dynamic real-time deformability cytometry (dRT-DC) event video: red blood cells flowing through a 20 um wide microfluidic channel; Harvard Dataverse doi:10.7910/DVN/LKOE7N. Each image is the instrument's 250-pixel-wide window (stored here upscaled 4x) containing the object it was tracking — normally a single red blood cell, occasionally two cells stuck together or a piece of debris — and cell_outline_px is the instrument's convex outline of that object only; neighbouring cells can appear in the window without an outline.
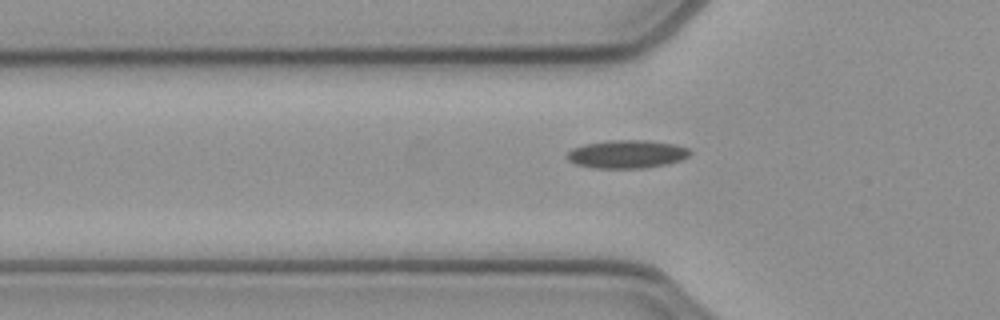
{"species": "common noctule bat (a hibernating species)", "species_latin": "Nyctalus noctula", "temperature_condition": "cold", "stored_images_in_passage": 34, "camera_frame_rate_fps": 3000, "um_per_image_px": 0.085, "animal": {"sex": "female", "body_mass_g": 21.9}, "frame": {"image": 1, "passage_image": 2, "time_ms": 0.333, "image_size_px": [1000, 320], "cell_outline_px": [[692, 152], [688, 156], [680, 160], [668, 164], [648, 168], [592, 168], [576, 164], [568, 160], [564, 156], [572, 148], [584, 144], [608, 140], [644, 140], [676, 144], [688, 148]], "centroid_in_image_um": [53.27, 13.1], "position_along_channel_um": 72.5, "area_um2": 20.4}}
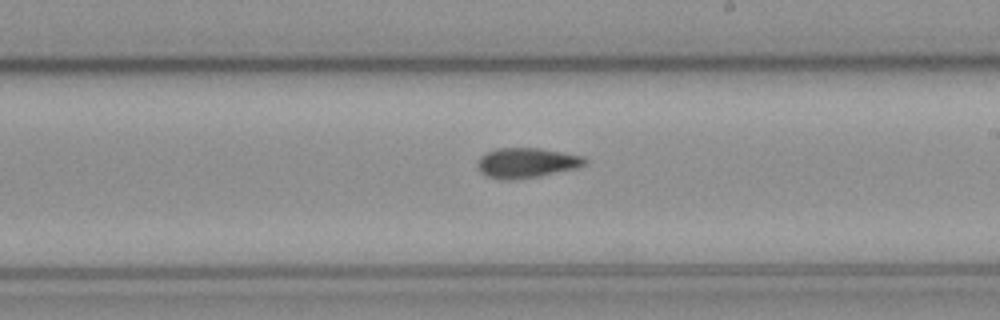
{"frame": {"image": 2, "passage_image": 15, "time_ms": 4.667, "image_size_px": [1000, 320], "cell_outline_px": [[588, 164], [580, 168], [540, 176], [512, 180], [500, 180], [488, 176], [480, 172], [476, 164], [480, 156], [484, 152], [496, 148], [540, 148], [584, 156], [588, 160]], "centroid_in_image_um": [44.78, 13.84], "position_along_channel_um": 244.2, "area_um2": 19.25}}
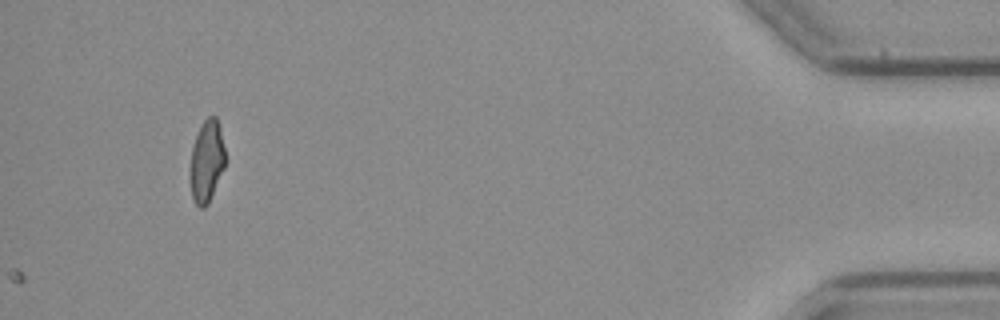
{"frame": {"image": 3, "passage_image": 34, "time_ms": 11.0, "image_size_px": [1000, 320], "cell_outline_px": [[224, 168], [208, 204], [204, 208], [200, 208], [192, 200], [188, 176], [192, 148], [200, 124], [208, 116], [216, 116], [220, 128], [224, 148]], "centroid_in_image_um": [17.53, 13.74], "position_along_channel_um": 417.7, "area_um2": 16.99}, "authors_computed_cell_mechanics": {"area_um2": 18.2359, "velocity_mm_per_s": 3.9275, "shape_relaxation_time_tau1_ms": 9.4775, "shape_relaxation_time_tau2_ms": 3.7643, "deformation_change_tau1": 0.1976, "deformation_change_tau2": 0.1103}}